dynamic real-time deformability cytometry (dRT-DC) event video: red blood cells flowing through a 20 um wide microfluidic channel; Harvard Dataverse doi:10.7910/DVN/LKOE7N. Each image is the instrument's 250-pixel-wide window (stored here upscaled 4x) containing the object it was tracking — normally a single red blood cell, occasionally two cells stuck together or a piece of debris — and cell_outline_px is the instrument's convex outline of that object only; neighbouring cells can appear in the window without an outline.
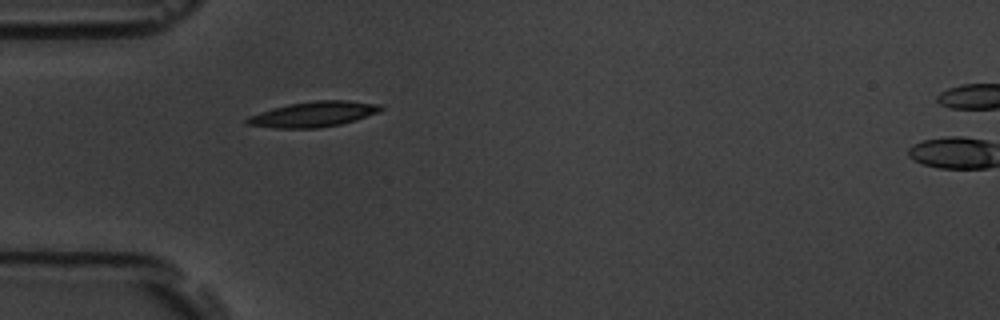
{"species": "common noctule bat (a hibernating species)", "species_latin": "Nyctalus noctula", "temperature_condition": "room temperature", "stored_images_in_passage": 2, "camera_frame_rate_fps": 3000, "um_per_image_px": 0.085, "animal": {"sex": "male", "body_mass_g": 19.5, "forearm_length_mm": 54.6}, "frame": {"image": 1, "passage_image": 1, "time_ms": 0.0, "image_size_px": [1000, 320], "cell_outline_px": [[384, 108], [380, 112], [356, 120], [340, 124], [316, 128], [276, 128], [244, 124], [244, 120], [248, 116], [272, 108], [288, 104], [316, 100], [348, 100], [384, 104]], "centroid_in_image_um": [26.68, 9.7], "position_along_channel_um": 58.3, "area_um2": 20.0}}